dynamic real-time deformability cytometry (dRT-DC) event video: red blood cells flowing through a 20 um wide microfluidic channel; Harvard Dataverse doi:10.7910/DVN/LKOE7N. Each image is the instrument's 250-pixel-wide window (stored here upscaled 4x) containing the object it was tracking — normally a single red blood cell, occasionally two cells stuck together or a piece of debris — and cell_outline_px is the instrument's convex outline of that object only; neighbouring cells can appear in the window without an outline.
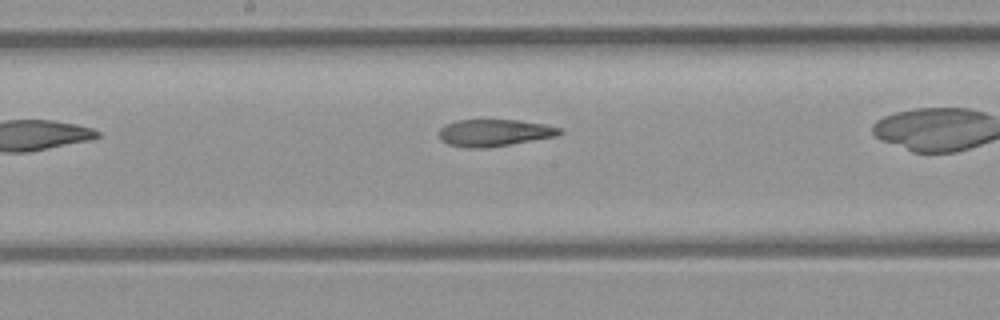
{"species": "common noctule bat (a hibernating species)", "species_latin": "Nyctalus noctula", "temperature_condition": "room temperature", "stored_images_in_passage": 14, "camera_frame_rate_fps": 3000, "um_per_image_px": 0.085, "animal": {"sex": "female", "body_mass_g": 21.9}, "frame": {"image": 1, "passage_image": 8, "time_ms": 2.333, "image_size_px": [1000, 320], "cell_outline_px": [[564, 132], [556, 136], [484, 148], [468, 148], [448, 144], [440, 140], [436, 132], [444, 124], [456, 120], [520, 120], [544, 124], [560, 128]], "centroid_in_image_um": [41.94, 11.27], "position_along_channel_um": 206.3, "area_um2": 19.02}}